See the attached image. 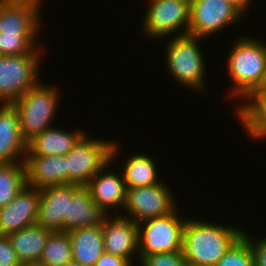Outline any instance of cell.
I'll return each instance as SVG.
<instances>
[{
	"mask_svg": "<svg viewBox=\"0 0 266 266\" xmlns=\"http://www.w3.org/2000/svg\"><path fill=\"white\" fill-rule=\"evenodd\" d=\"M195 218H187L184 226V258L189 266H215L245 229Z\"/></svg>",
	"mask_w": 266,
	"mask_h": 266,
	"instance_id": "obj_1",
	"label": "cell"
},
{
	"mask_svg": "<svg viewBox=\"0 0 266 266\" xmlns=\"http://www.w3.org/2000/svg\"><path fill=\"white\" fill-rule=\"evenodd\" d=\"M232 42L224 63L233 84L227 94L242 104L260 86L266 64V41L241 35Z\"/></svg>",
	"mask_w": 266,
	"mask_h": 266,
	"instance_id": "obj_2",
	"label": "cell"
},
{
	"mask_svg": "<svg viewBox=\"0 0 266 266\" xmlns=\"http://www.w3.org/2000/svg\"><path fill=\"white\" fill-rule=\"evenodd\" d=\"M163 40L166 41L164 61L169 76L172 75L173 80L184 88L192 89L196 94L206 95V86H209L205 79L207 66L204 58L206 57L201 52L203 51L201 42L206 39L185 34Z\"/></svg>",
	"mask_w": 266,
	"mask_h": 266,
	"instance_id": "obj_3",
	"label": "cell"
},
{
	"mask_svg": "<svg viewBox=\"0 0 266 266\" xmlns=\"http://www.w3.org/2000/svg\"><path fill=\"white\" fill-rule=\"evenodd\" d=\"M41 80L12 104L15 106L22 137L28 142L35 135L53 127L59 110L61 91L56 83L45 85Z\"/></svg>",
	"mask_w": 266,
	"mask_h": 266,
	"instance_id": "obj_4",
	"label": "cell"
},
{
	"mask_svg": "<svg viewBox=\"0 0 266 266\" xmlns=\"http://www.w3.org/2000/svg\"><path fill=\"white\" fill-rule=\"evenodd\" d=\"M178 208L168 215L138 223L139 259L156 253L182 251L187 217Z\"/></svg>",
	"mask_w": 266,
	"mask_h": 266,
	"instance_id": "obj_5",
	"label": "cell"
},
{
	"mask_svg": "<svg viewBox=\"0 0 266 266\" xmlns=\"http://www.w3.org/2000/svg\"><path fill=\"white\" fill-rule=\"evenodd\" d=\"M141 27L147 38L164 39L188 34L190 2L186 0H148Z\"/></svg>",
	"mask_w": 266,
	"mask_h": 266,
	"instance_id": "obj_6",
	"label": "cell"
},
{
	"mask_svg": "<svg viewBox=\"0 0 266 266\" xmlns=\"http://www.w3.org/2000/svg\"><path fill=\"white\" fill-rule=\"evenodd\" d=\"M43 55H0V103L12 104L42 79Z\"/></svg>",
	"mask_w": 266,
	"mask_h": 266,
	"instance_id": "obj_7",
	"label": "cell"
},
{
	"mask_svg": "<svg viewBox=\"0 0 266 266\" xmlns=\"http://www.w3.org/2000/svg\"><path fill=\"white\" fill-rule=\"evenodd\" d=\"M114 140L93 138L88 132L65 155L67 183L86 186L91 178L111 160Z\"/></svg>",
	"mask_w": 266,
	"mask_h": 266,
	"instance_id": "obj_8",
	"label": "cell"
},
{
	"mask_svg": "<svg viewBox=\"0 0 266 266\" xmlns=\"http://www.w3.org/2000/svg\"><path fill=\"white\" fill-rule=\"evenodd\" d=\"M164 180L152 185L126 188V199L119 214L136 223L170 214L178 208L174 192Z\"/></svg>",
	"mask_w": 266,
	"mask_h": 266,
	"instance_id": "obj_9",
	"label": "cell"
},
{
	"mask_svg": "<svg viewBox=\"0 0 266 266\" xmlns=\"http://www.w3.org/2000/svg\"><path fill=\"white\" fill-rule=\"evenodd\" d=\"M244 16L225 0H192L188 34L210 39L231 25H237Z\"/></svg>",
	"mask_w": 266,
	"mask_h": 266,
	"instance_id": "obj_10",
	"label": "cell"
},
{
	"mask_svg": "<svg viewBox=\"0 0 266 266\" xmlns=\"http://www.w3.org/2000/svg\"><path fill=\"white\" fill-rule=\"evenodd\" d=\"M119 143L114 140L111 151V160H109L88 182L86 187L90 191L91 198L108 215L121 214L126 199V185L121 170L113 171V165L121 155ZM112 165V166H111ZM112 168V169H111ZM120 172V173H119ZM120 212V213H119Z\"/></svg>",
	"mask_w": 266,
	"mask_h": 266,
	"instance_id": "obj_11",
	"label": "cell"
},
{
	"mask_svg": "<svg viewBox=\"0 0 266 266\" xmlns=\"http://www.w3.org/2000/svg\"><path fill=\"white\" fill-rule=\"evenodd\" d=\"M102 232L106 253L125 258L138 266V223L121 215H108L102 223Z\"/></svg>",
	"mask_w": 266,
	"mask_h": 266,
	"instance_id": "obj_12",
	"label": "cell"
},
{
	"mask_svg": "<svg viewBox=\"0 0 266 266\" xmlns=\"http://www.w3.org/2000/svg\"><path fill=\"white\" fill-rule=\"evenodd\" d=\"M43 1L0 0V32L2 34H42L40 28L43 21L41 17Z\"/></svg>",
	"mask_w": 266,
	"mask_h": 266,
	"instance_id": "obj_13",
	"label": "cell"
},
{
	"mask_svg": "<svg viewBox=\"0 0 266 266\" xmlns=\"http://www.w3.org/2000/svg\"><path fill=\"white\" fill-rule=\"evenodd\" d=\"M40 190L24 186L15 198L0 208V234L21 230L36 224Z\"/></svg>",
	"mask_w": 266,
	"mask_h": 266,
	"instance_id": "obj_14",
	"label": "cell"
},
{
	"mask_svg": "<svg viewBox=\"0 0 266 266\" xmlns=\"http://www.w3.org/2000/svg\"><path fill=\"white\" fill-rule=\"evenodd\" d=\"M78 187L79 185L67 183L40 189L36 224L52 231H64V217L68 216L69 199Z\"/></svg>",
	"mask_w": 266,
	"mask_h": 266,
	"instance_id": "obj_15",
	"label": "cell"
},
{
	"mask_svg": "<svg viewBox=\"0 0 266 266\" xmlns=\"http://www.w3.org/2000/svg\"><path fill=\"white\" fill-rule=\"evenodd\" d=\"M26 152L15 106L0 103V164L24 161Z\"/></svg>",
	"mask_w": 266,
	"mask_h": 266,
	"instance_id": "obj_16",
	"label": "cell"
},
{
	"mask_svg": "<svg viewBox=\"0 0 266 266\" xmlns=\"http://www.w3.org/2000/svg\"><path fill=\"white\" fill-rule=\"evenodd\" d=\"M26 185L36 189L67 184L66 156H25Z\"/></svg>",
	"mask_w": 266,
	"mask_h": 266,
	"instance_id": "obj_17",
	"label": "cell"
},
{
	"mask_svg": "<svg viewBox=\"0 0 266 266\" xmlns=\"http://www.w3.org/2000/svg\"><path fill=\"white\" fill-rule=\"evenodd\" d=\"M87 132L82 127L72 130L50 127L27 142L25 156H65Z\"/></svg>",
	"mask_w": 266,
	"mask_h": 266,
	"instance_id": "obj_18",
	"label": "cell"
},
{
	"mask_svg": "<svg viewBox=\"0 0 266 266\" xmlns=\"http://www.w3.org/2000/svg\"><path fill=\"white\" fill-rule=\"evenodd\" d=\"M108 214L92 200L86 186H79L69 199L68 216L64 217V231L102 225Z\"/></svg>",
	"mask_w": 266,
	"mask_h": 266,
	"instance_id": "obj_19",
	"label": "cell"
},
{
	"mask_svg": "<svg viewBox=\"0 0 266 266\" xmlns=\"http://www.w3.org/2000/svg\"><path fill=\"white\" fill-rule=\"evenodd\" d=\"M72 242V259L82 266H94L104 251L102 225L68 231Z\"/></svg>",
	"mask_w": 266,
	"mask_h": 266,
	"instance_id": "obj_20",
	"label": "cell"
},
{
	"mask_svg": "<svg viewBox=\"0 0 266 266\" xmlns=\"http://www.w3.org/2000/svg\"><path fill=\"white\" fill-rule=\"evenodd\" d=\"M53 231L37 224L9 233L12 247L22 263H38L48 237Z\"/></svg>",
	"mask_w": 266,
	"mask_h": 266,
	"instance_id": "obj_21",
	"label": "cell"
},
{
	"mask_svg": "<svg viewBox=\"0 0 266 266\" xmlns=\"http://www.w3.org/2000/svg\"><path fill=\"white\" fill-rule=\"evenodd\" d=\"M123 164L117 165L122 171L126 188L152 186L163 180L160 178V170L153 159L147 153H135L123 158Z\"/></svg>",
	"mask_w": 266,
	"mask_h": 266,
	"instance_id": "obj_22",
	"label": "cell"
},
{
	"mask_svg": "<svg viewBox=\"0 0 266 266\" xmlns=\"http://www.w3.org/2000/svg\"><path fill=\"white\" fill-rule=\"evenodd\" d=\"M26 186L24 161L0 164V208L11 202Z\"/></svg>",
	"mask_w": 266,
	"mask_h": 266,
	"instance_id": "obj_23",
	"label": "cell"
},
{
	"mask_svg": "<svg viewBox=\"0 0 266 266\" xmlns=\"http://www.w3.org/2000/svg\"><path fill=\"white\" fill-rule=\"evenodd\" d=\"M72 242L66 231H53L43 248L38 263L43 266H64L72 261Z\"/></svg>",
	"mask_w": 266,
	"mask_h": 266,
	"instance_id": "obj_24",
	"label": "cell"
},
{
	"mask_svg": "<svg viewBox=\"0 0 266 266\" xmlns=\"http://www.w3.org/2000/svg\"><path fill=\"white\" fill-rule=\"evenodd\" d=\"M38 36L39 34H2L0 32V55L44 54L43 51L47 47L42 49V46H39Z\"/></svg>",
	"mask_w": 266,
	"mask_h": 266,
	"instance_id": "obj_25",
	"label": "cell"
},
{
	"mask_svg": "<svg viewBox=\"0 0 266 266\" xmlns=\"http://www.w3.org/2000/svg\"><path fill=\"white\" fill-rule=\"evenodd\" d=\"M234 114L250 140L266 141V109H235Z\"/></svg>",
	"mask_w": 266,
	"mask_h": 266,
	"instance_id": "obj_26",
	"label": "cell"
},
{
	"mask_svg": "<svg viewBox=\"0 0 266 266\" xmlns=\"http://www.w3.org/2000/svg\"><path fill=\"white\" fill-rule=\"evenodd\" d=\"M215 266H255L249 239L243 234Z\"/></svg>",
	"mask_w": 266,
	"mask_h": 266,
	"instance_id": "obj_27",
	"label": "cell"
},
{
	"mask_svg": "<svg viewBox=\"0 0 266 266\" xmlns=\"http://www.w3.org/2000/svg\"><path fill=\"white\" fill-rule=\"evenodd\" d=\"M138 266H189L183 251L156 253L143 257Z\"/></svg>",
	"mask_w": 266,
	"mask_h": 266,
	"instance_id": "obj_28",
	"label": "cell"
},
{
	"mask_svg": "<svg viewBox=\"0 0 266 266\" xmlns=\"http://www.w3.org/2000/svg\"><path fill=\"white\" fill-rule=\"evenodd\" d=\"M0 266H21L9 237L3 234H0Z\"/></svg>",
	"mask_w": 266,
	"mask_h": 266,
	"instance_id": "obj_29",
	"label": "cell"
},
{
	"mask_svg": "<svg viewBox=\"0 0 266 266\" xmlns=\"http://www.w3.org/2000/svg\"><path fill=\"white\" fill-rule=\"evenodd\" d=\"M244 235L249 239L253 249L255 266H266V236L257 239L252 232L249 233L246 229Z\"/></svg>",
	"mask_w": 266,
	"mask_h": 266,
	"instance_id": "obj_30",
	"label": "cell"
},
{
	"mask_svg": "<svg viewBox=\"0 0 266 266\" xmlns=\"http://www.w3.org/2000/svg\"><path fill=\"white\" fill-rule=\"evenodd\" d=\"M235 109H266V90H255L242 104Z\"/></svg>",
	"mask_w": 266,
	"mask_h": 266,
	"instance_id": "obj_31",
	"label": "cell"
},
{
	"mask_svg": "<svg viewBox=\"0 0 266 266\" xmlns=\"http://www.w3.org/2000/svg\"><path fill=\"white\" fill-rule=\"evenodd\" d=\"M94 266H134L130 261L104 252Z\"/></svg>",
	"mask_w": 266,
	"mask_h": 266,
	"instance_id": "obj_32",
	"label": "cell"
},
{
	"mask_svg": "<svg viewBox=\"0 0 266 266\" xmlns=\"http://www.w3.org/2000/svg\"><path fill=\"white\" fill-rule=\"evenodd\" d=\"M233 7H235L244 17L248 10H250L251 3L254 0H225ZM249 8V9H248Z\"/></svg>",
	"mask_w": 266,
	"mask_h": 266,
	"instance_id": "obj_33",
	"label": "cell"
},
{
	"mask_svg": "<svg viewBox=\"0 0 266 266\" xmlns=\"http://www.w3.org/2000/svg\"><path fill=\"white\" fill-rule=\"evenodd\" d=\"M256 90H266V64L260 86Z\"/></svg>",
	"mask_w": 266,
	"mask_h": 266,
	"instance_id": "obj_34",
	"label": "cell"
},
{
	"mask_svg": "<svg viewBox=\"0 0 266 266\" xmlns=\"http://www.w3.org/2000/svg\"><path fill=\"white\" fill-rule=\"evenodd\" d=\"M64 266H82V265H80L78 262H75L72 260V261L66 263Z\"/></svg>",
	"mask_w": 266,
	"mask_h": 266,
	"instance_id": "obj_35",
	"label": "cell"
},
{
	"mask_svg": "<svg viewBox=\"0 0 266 266\" xmlns=\"http://www.w3.org/2000/svg\"><path fill=\"white\" fill-rule=\"evenodd\" d=\"M21 266H43L40 263H22Z\"/></svg>",
	"mask_w": 266,
	"mask_h": 266,
	"instance_id": "obj_36",
	"label": "cell"
}]
</instances>
